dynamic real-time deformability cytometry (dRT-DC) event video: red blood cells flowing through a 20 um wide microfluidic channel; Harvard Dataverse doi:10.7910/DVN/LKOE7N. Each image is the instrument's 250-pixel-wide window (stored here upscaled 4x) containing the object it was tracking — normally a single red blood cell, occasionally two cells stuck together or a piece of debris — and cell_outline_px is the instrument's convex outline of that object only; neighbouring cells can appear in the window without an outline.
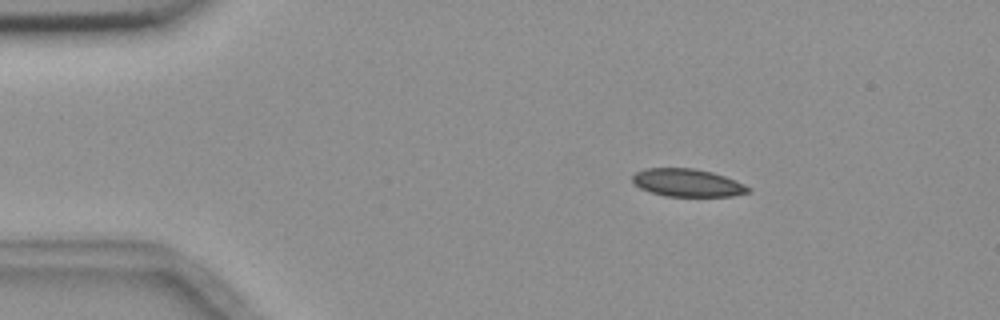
{"species": "common noctule bat (a hibernating species)", "species_latin": "Nyctalus noctula", "temperature_condition": "room temperature", "stored_images_in_passage": 3, "camera_frame_rate_fps": 3000, "um_per_image_px": 0.085, "animal": {"sex": "female", "body_mass_g": 18.4}, "frame": {"image": 1, "passage_image": 1, "time_ms": 0.0, "image_size_px": [1000, 320], "cell_outline_px": [[752, 192], [732, 196], [664, 196], [640, 188], [632, 180], [632, 176], [636, 172], [648, 168], [692, 168], [712, 172], [736, 180], [752, 188]], "centroid_in_image_um": [58.48, 15.54], "position_along_channel_um": 26.5, "area_um2": 18.73}}
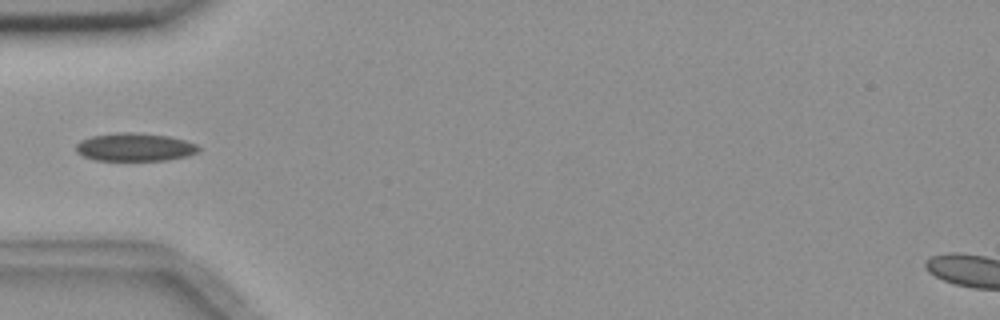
{"frame": {"image": 2, "passage_image": 3, "time_ms": 3.0, "image_size_px": [1000, 320], "cell_outline_px": [[200, 152], [188, 156], [168, 160], [96, 160], [84, 156], [76, 152], [76, 144], [80, 140], [92, 136], [120, 132], [136, 132], [168, 136], [184, 140], [196, 144], [200, 148]], "centroid_in_image_um": [11.48, 12.5], "position_along_channel_um": 73.5, "area_um2": 20.11}}